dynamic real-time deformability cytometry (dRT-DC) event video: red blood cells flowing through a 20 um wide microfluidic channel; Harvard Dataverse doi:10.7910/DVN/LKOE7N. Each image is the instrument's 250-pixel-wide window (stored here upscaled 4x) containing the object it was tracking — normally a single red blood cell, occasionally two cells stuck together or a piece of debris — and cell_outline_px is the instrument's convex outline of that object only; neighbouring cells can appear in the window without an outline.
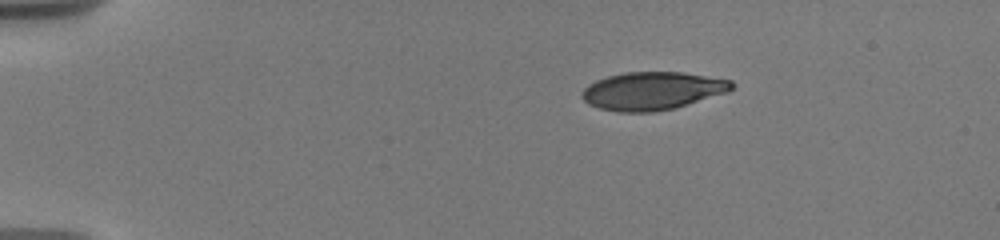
{"species": "human", "species_latin": "Homo sapiens", "temperature_condition": "warm", "stored_images_in_passage": 41, "camera_frame_rate_fps": 3000, "um_per_image_px": 0.085, "donor": {"sex": "male"}, "frame": {"image": 1, "passage_image": 1, "time_ms": 0.0, "image_size_px": [1000, 240], "cell_outline_px": [[736, 84], [728, 92], [676, 108], [652, 112], [616, 112], [600, 108], [588, 104], [580, 96], [580, 92], [588, 84], [596, 80], [608, 76], [624, 72], [684, 72], [732, 80]], "centroid_in_image_um": [55.45, 7.72], "position_along_channel_um": 29.6, "area_um2": 33.47}}
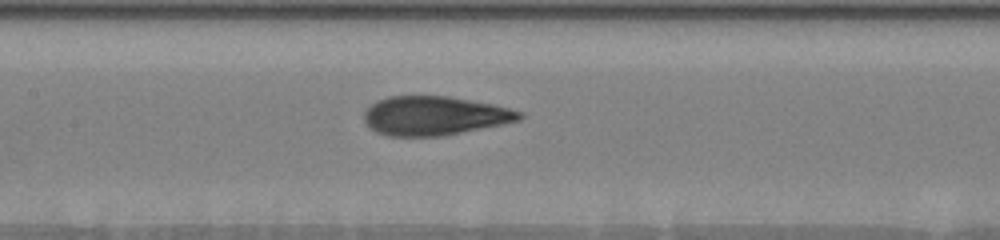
{"frame": {"image": 2, "passage_image": 17, "time_ms": 6.0, "image_size_px": [1000, 240], "cell_outline_px": [[524, 116], [520, 120], [444, 136], [388, 136], [376, 132], [368, 128], [364, 120], [364, 112], [376, 100], [388, 96], [448, 96], [492, 104], [524, 112]], "centroid_in_image_um": [36.9, 9.84], "position_along_channel_um": 170.5, "area_um2": 35.37}}
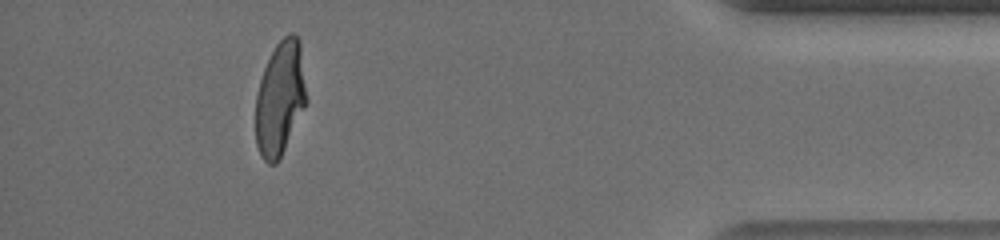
{"frame": {"image": 3, "passage_image": 38, "time_ms": 13.667, "image_size_px": [1000, 240], "cell_outline_px": [[308, 100], [276, 164], [268, 164], [264, 160], [256, 144], [256, 96], [260, 80], [264, 68], [276, 44], [288, 32], [292, 32], [300, 40]], "centroid_in_image_um": [23.82, 8.31], "position_along_channel_um": 411.4, "area_um2": 33.58}, "authors_computed_cell_mechanics": {"area_um2": 34.969, "velocity_mm_per_s": 3.6882, "shape_relaxation_time_tau1_ms": 5.5606, "shape_relaxation_time_tau2_ms": 0.945, "deformation_change_tau1": 0.2336, "deformation_change_tau2": 0.0716}}